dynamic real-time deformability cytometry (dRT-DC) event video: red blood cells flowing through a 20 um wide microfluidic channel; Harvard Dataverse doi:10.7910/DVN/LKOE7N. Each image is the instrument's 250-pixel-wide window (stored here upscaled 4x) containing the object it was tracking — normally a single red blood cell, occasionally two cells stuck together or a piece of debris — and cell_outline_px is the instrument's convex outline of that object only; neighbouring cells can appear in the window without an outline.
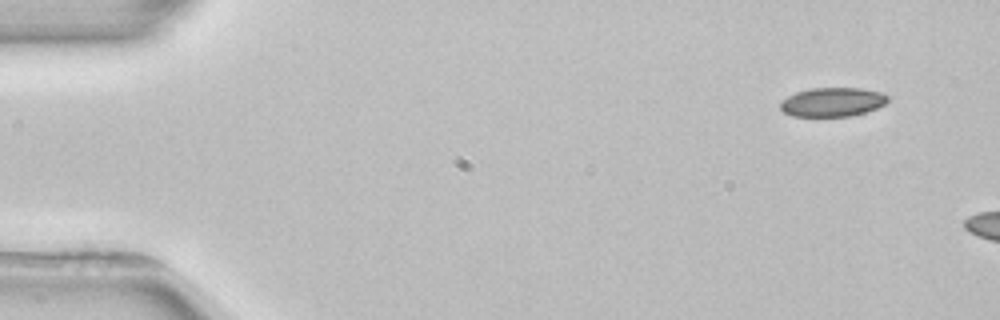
{"species": "common noctule bat (a hibernating species)", "species_latin": "Nyctalus noctula", "temperature_condition": "room temperature", "stored_images_in_passage": 3, "camera_frame_rate_fps": 3000, "um_per_image_px": 0.085, "animal": {"sex": "female", "body_mass_g": 22.7, "forearm_length_mm": 54.2}, "frame": {"image": 1, "passage_image": 1, "time_ms": 0.0, "image_size_px": [1000, 320], "cell_outline_px": [[888, 100], [884, 104], [876, 108], [852, 116], [792, 116], [784, 112], [780, 108], [780, 100], [796, 92], [812, 88], [864, 88], [880, 92], [888, 96]], "centroid_in_image_um": [70.74, 8.67], "position_along_channel_um": 14.3, "area_um2": 18.15}}